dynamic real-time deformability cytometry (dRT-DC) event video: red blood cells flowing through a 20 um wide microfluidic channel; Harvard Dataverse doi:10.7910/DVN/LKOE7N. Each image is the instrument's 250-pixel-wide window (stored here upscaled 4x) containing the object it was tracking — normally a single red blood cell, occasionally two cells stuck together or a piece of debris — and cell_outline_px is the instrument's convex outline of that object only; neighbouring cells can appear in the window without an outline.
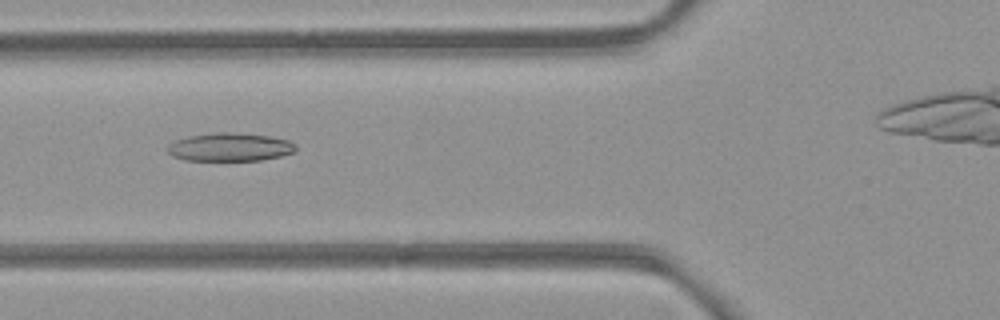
{"species": "common noctule bat (a hibernating species)", "species_latin": "Nyctalus noctula", "temperature_condition": "room temperature", "stored_images_in_passage": 39, "camera_frame_rate_fps": 3000, "um_per_image_px": 0.085, "animal": {"sex": "female", "body_mass_g": 21.9}, "frame": {"image": 1, "passage_image": 11, "time_ms": 3.333, "image_size_px": [1000, 320], "cell_outline_px": [[296, 152], [280, 156], [260, 160], [184, 160], [172, 156], [164, 148], [168, 144], [176, 140], [188, 136], [220, 132], [228, 132], [272, 136], [288, 140], [296, 144]], "centroid_in_image_um": [19.53, 12.5], "position_along_channel_um": 106.3, "area_um2": 21.21}}
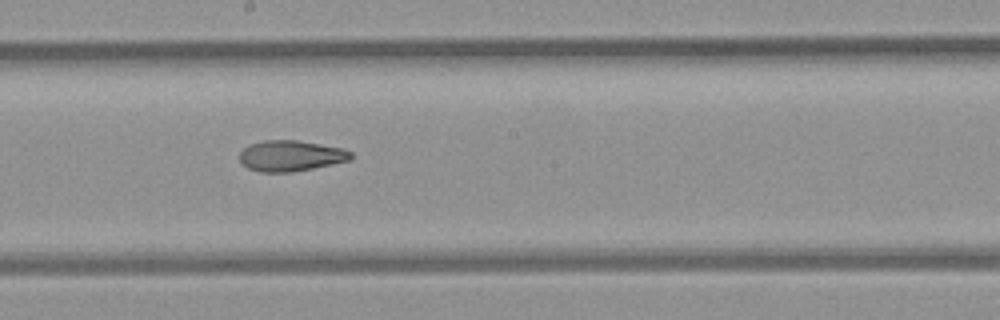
{"frame": {"image": 2, "passage_image": 20, "time_ms": 6.333, "image_size_px": [1000, 320], "cell_outline_px": [[352, 156], [348, 160], [312, 168], [292, 172], [260, 172], [248, 168], [240, 160], [240, 152], [244, 148], [252, 144], [264, 140], [296, 140], [344, 148], [352, 152]], "centroid_in_image_um": [24.71, 13.24], "position_along_channel_um": 223.5, "area_um2": 19.71}}
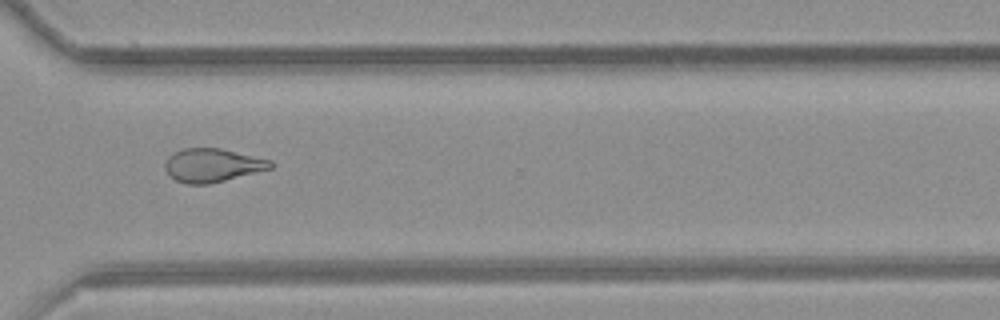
{"frame": {"image": 3, "passage_image": 30, "time_ms": 9.667, "image_size_px": [1000, 320], "cell_outline_px": [[272, 168], [208, 184], [188, 184], [176, 180], [168, 176], [164, 168], [164, 164], [168, 156], [184, 148], [220, 148], [272, 160]], "centroid_in_image_um": [18.02, 14.04], "position_along_channel_um": 352.6, "area_um2": 20.46}, "authors_computed_cell_mechanics": {"area_um2": 20.7502, "velocity_mm_per_s": 3.8766, "shape_relaxation_time_tau1_ms": null, "shape_relaxation_time_tau2_ms": 4.5536, "deformation_change_tau1": null, "deformation_change_tau2": 0.1287}}